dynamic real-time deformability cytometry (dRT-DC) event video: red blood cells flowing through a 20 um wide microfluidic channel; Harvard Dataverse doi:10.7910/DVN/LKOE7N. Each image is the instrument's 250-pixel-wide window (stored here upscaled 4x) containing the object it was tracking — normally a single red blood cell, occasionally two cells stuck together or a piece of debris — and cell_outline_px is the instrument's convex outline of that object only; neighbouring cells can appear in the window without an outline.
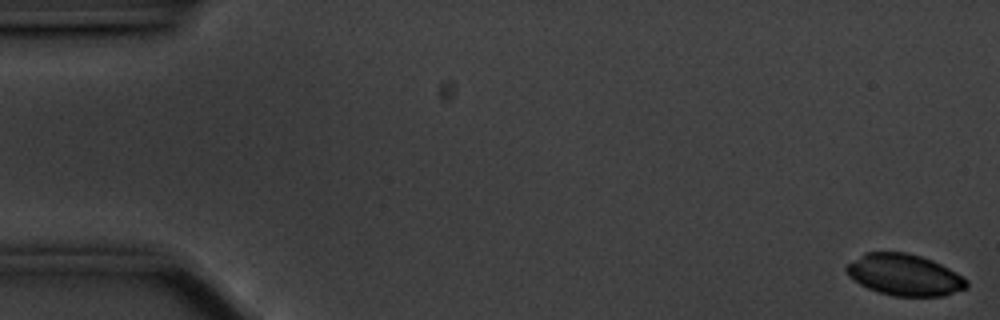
{"species": "common noctule bat (a hibernating species)", "species_latin": "Nyctalus noctula", "temperature_condition": "cold", "stored_images_in_passage": 58, "segment_of_instrument_passage": [1, 2], "camera_frame_rate_fps": 3000, "um_per_image_px": 0.085, "animal": {"sex": "male", "body_mass_g": 20.1, "forearm_length_mm": 53.5}, "frame": {"image": 1, "passage_image": 1, "time_ms": 0.0, "image_size_px": [1000, 320], "cell_outline_px": [[968, 288], [944, 296], [892, 296], [868, 288], [860, 284], [848, 276], [844, 268], [848, 264], [864, 252], [904, 252], [920, 256], [932, 260], [956, 272], [968, 280]], "centroid_in_image_um": [76.88, 23.37], "position_along_channel_um": 8.1, "area_um2": 29.02}}
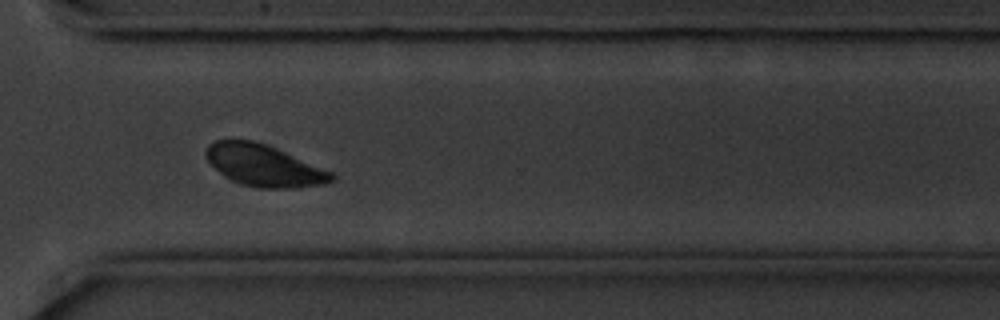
{"frame": {"image": 2, "passage_image": 42, "time_ms": 13.667, "image_size_px": [1000, 320], "cell_outline_px": [[336, 180], [324, 184], [296, 188], [260, 188], [240, 184], [224, 176], [204, 156], [204, 152], [208, 144], [216, 140], [252, 140], [264, 144], [332, 172], [336, 176]], "centroid_in_image_um": [22.42, 14.08], "position_along_channel_um": 348.2, "area_um2": 30.11}}
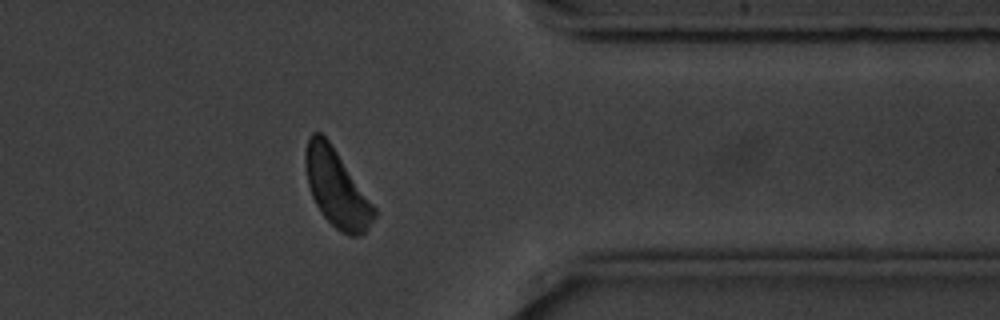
{"frame": {"image": 3, "passage_image": 46, "time_ms": 15.0, "image_size_px": [1000, 320], "cell_outline_px": [[376, 216], [364, 232], [360, 236], [348, 236], [340, 232], [320, 212], [312, 196], [308, 184], [304, 164], [304, 152], [308, 140], [312, 132], [320, 132], [328, 140], [376, 208]], "centroid_in_image_um": [28.59, 16.01], "position_along_channel_um": 382.8, "area_um2": 30.58}}